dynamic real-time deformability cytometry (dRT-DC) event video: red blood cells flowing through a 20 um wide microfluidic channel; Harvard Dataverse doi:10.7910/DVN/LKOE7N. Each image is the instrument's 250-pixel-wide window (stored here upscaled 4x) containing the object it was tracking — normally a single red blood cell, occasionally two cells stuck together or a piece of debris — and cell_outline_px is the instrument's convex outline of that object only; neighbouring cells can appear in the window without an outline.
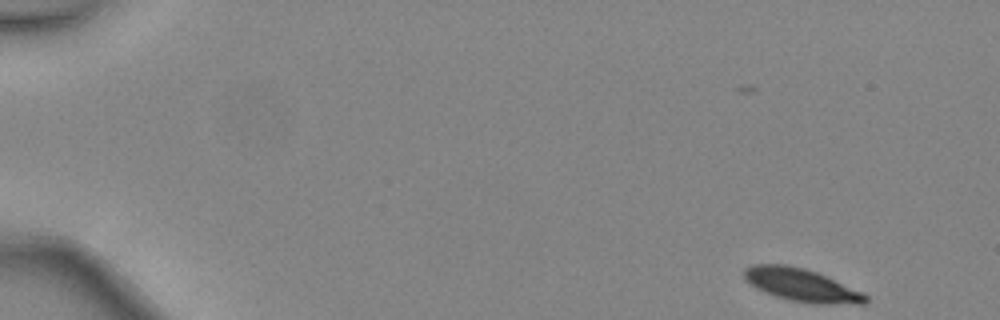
{"species": "common noctule bat (a hibernating species)", "species_latin": "Nyctalus noctula", "temperature_condition": "warm", "stored_images_in_passage": 45, "camera_frame_rate_fps": 3000, "um_per_image_px": 0.085, "animal": {"sex": "female", "body_mass_g": 24.6, "forearm_length_mm": 56.2}, "frame": {"image": 1, "passage_image": 1, "time_ms": 0.0, "image_size_px": [1000, 320], "cell_outline_px": [[868, 300], [864, 304], [812, 304], [788, 300], [764, 292], [748, 284], [744, 280], [744, 268], [752, 264], [788, 264], [804, 268], [816, 272], [860, 292], [868, 296]], "centroid_in_image_um": [68.05, 24.23], "position_along_channel_um": 16.9, "area_um2": 23.24}}
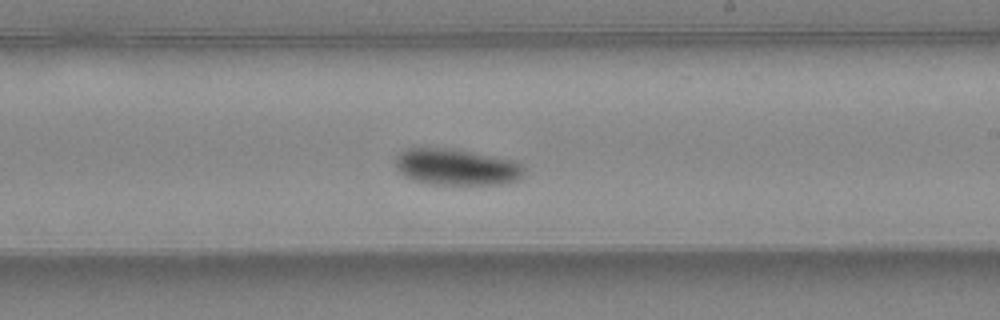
{"frame": {"image": 2, "passage_image": 27, "time_ms": 8.667, "image_size_px": [1000, 320], "cell_outline_px": [[524, 176], [516, 180], [504, 184], [428, 184], [412, 180], [404, 176], [396, 168], [396, 156], [400, 152], [408, 148], [452, 148], [512, 160], [524, 164]], "centroid_in_image_um": [38.8, 14.2], "position_along_channel_um": 250.2, "area_um2": 27.4}}
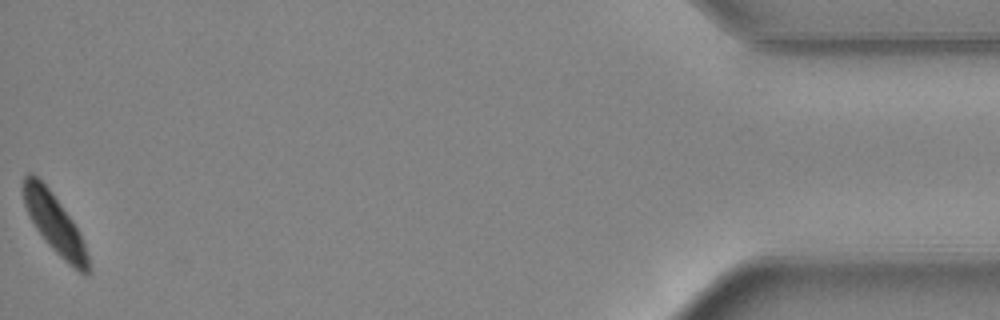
{"frame": {"image": 3, "passage_image": 45, "time_ms": 14.667, "image_size_px": [1000, 320], "cell_outline_px": [[88, 276], [84, 276], [64, 260], [48, 244], [36, 228], [24, 204], [20, 188], [24, 176], [28, 172], [32, 172], [52, 192], [72, 220], [84, 244], [88, 256]], "centroid_in_image_um": [4.59, 18.95], "position_along_channel_um": 430.6, "area_um2": 22.02}, "authors_computed_cell_mechanics": {"area_um2": 25.4898, "velocity_mm_per_s": 4.42, "shape_relaxation_time_tau1_ms": 2.0126, "shape_relaxation_time_tau2_ms": null, "deformation_change_tau1": 0.1079, "deformation_change_tau2": null}}